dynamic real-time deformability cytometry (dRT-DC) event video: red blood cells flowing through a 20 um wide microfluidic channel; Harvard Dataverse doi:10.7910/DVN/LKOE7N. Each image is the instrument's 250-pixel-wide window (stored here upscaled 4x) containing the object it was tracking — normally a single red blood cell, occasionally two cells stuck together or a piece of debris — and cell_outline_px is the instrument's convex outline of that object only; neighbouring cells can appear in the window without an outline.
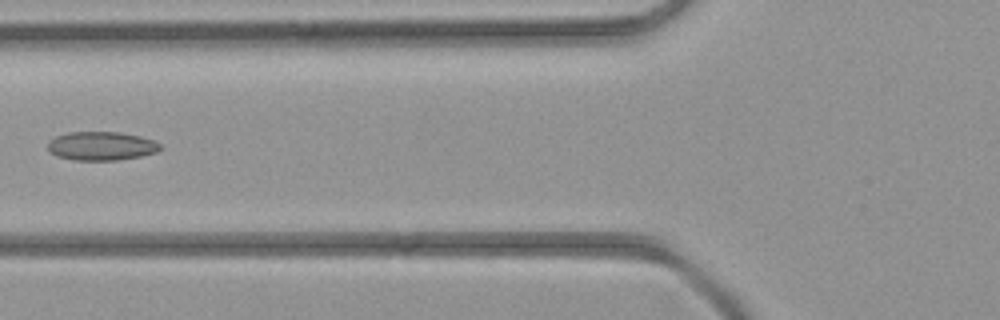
{"species": "common noctule bat (a hibernating species)", "species_latin": "Nyctalus noctula", "temperature_condition": "room temperature", "stored_images_in_passage": 5, "camera_frame_rate_fps": 3000, "um_per_image_px": 0.085, "animal": {"sex": "female", "body_mass_g": 21.9}, "frame": {"image": 1, "passage_image": 5, "time_ms": 5.0, "image_size_px": [1000, 320], "cell_outline_px": [[164, 148], [156, 152], [140, 156], [116, 160], [76, 160], [56, 156], [48, 152], [48, 140], [56, 136], [68, 132], [120, 132], [140, 136], [152, 140], [160, 144]], "centroid_in_image_um": [8.59, 12.4], "position_along_channel_um": 117.2, "area_um2": 18.9}}